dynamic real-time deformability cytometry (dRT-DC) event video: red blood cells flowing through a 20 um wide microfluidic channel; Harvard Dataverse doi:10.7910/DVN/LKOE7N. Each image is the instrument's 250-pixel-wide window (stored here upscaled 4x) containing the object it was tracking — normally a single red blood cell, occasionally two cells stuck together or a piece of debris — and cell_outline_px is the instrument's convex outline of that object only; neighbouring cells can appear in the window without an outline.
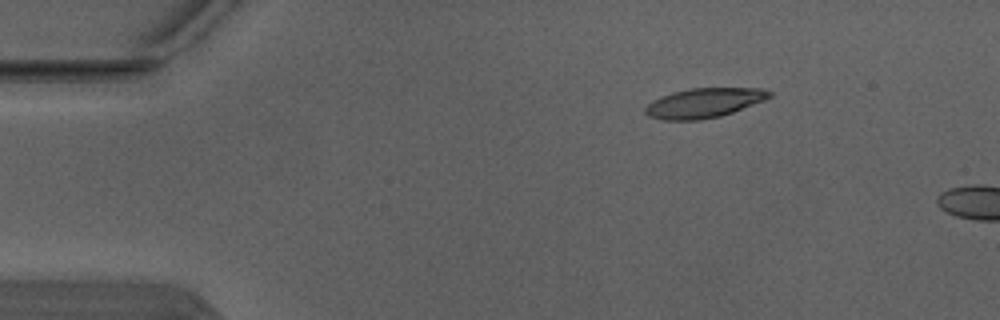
{"species": "Egyptian fruit bat (a non-hibernating species)", "species_latin": "Rousettus aegyptiacus", "temperature_condition": "warm", "stored_images_in_passage": 2, "camera_frame_rate_fps": 3000, "um_per_image_px": 0.085, "animal": {"sex": "male"}, "frame": {"image": 1, "passage_image": 1, "time_ms": 0.0, "image_size_px": [1000, 320], "cell_outline_px": [[772, 96], [764, 100], [732, 112], [720, 116], [700, 120], [660, 120], [648, 116], [644, 112], [644, 108], [652, 100], [660, 96], [672, 92], [688, 88], [760, 88], [772, 92]], "centroid_in_image_um": [59.79, 8.75], "position_along_channel_um": 25.2, "area_um2": 21.5}}